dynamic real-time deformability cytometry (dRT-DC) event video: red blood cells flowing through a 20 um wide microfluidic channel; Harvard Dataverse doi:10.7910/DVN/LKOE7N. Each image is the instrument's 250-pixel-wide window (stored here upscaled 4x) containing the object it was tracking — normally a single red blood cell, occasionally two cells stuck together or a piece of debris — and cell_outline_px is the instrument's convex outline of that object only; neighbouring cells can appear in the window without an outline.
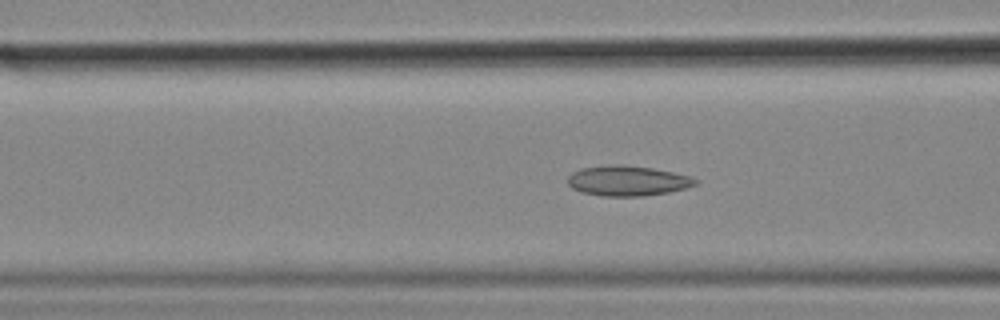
{"species": "common noctule bat (a hibernating species)", "species_latin": "Nyctalus noctula", "temperature_condition": "cold", "stored_images_in_passage": 55, "camera_frame_rate_fps": 3000, "um_per_image_px": 0.085, "animal": {"sex": "female", "body_mass_g": 18.4}, "frame": {"image": 1, "passage_image": 20, "time_ms": 6.333, "image_size_px": [1000, 320], "cell_outline_px": [[696, 184], [684, 188], [668, 192], [644, 196], [600, 196], [580, 192], [572, 188], [568, 184], [568, 176], [572, 172], [580, 168], [616, 164], [620, 164], [652, 168], [672, 172], [688, 176], [696, 180]], "centroid_in_image_um": [53.27, 15.37], "position_along_channel_um": 113.3, "area_um2": 22.31}}
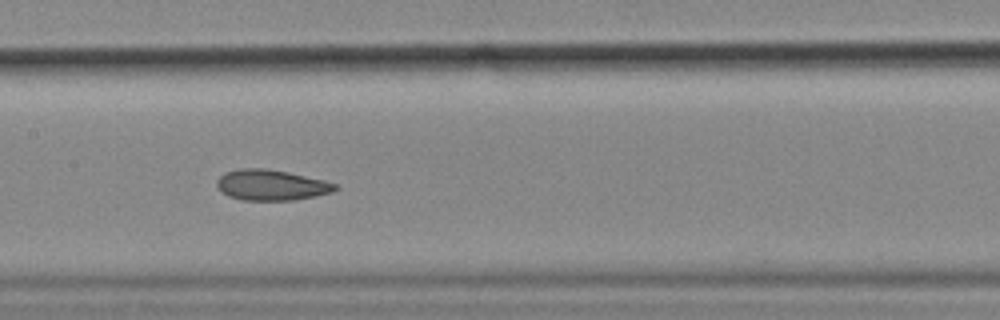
{"frame": {"image": 2, "passage_image": 26, "time_ms": 8.333, "image_size_px": [1000, 320], "cell_outline_px": [[340, 188], [332, 192], [316, 196], [292, 200], [244, 200], [228, 196], [216, 184], [216, 180], [224, 172], [240, 168], [268, 168], [288, 172], [324, 180], [336, 184]], "centroid_in_image_um": [23.07, 15.72], "position_along_channel_um": 184.3, "area_um2": 21.15}}
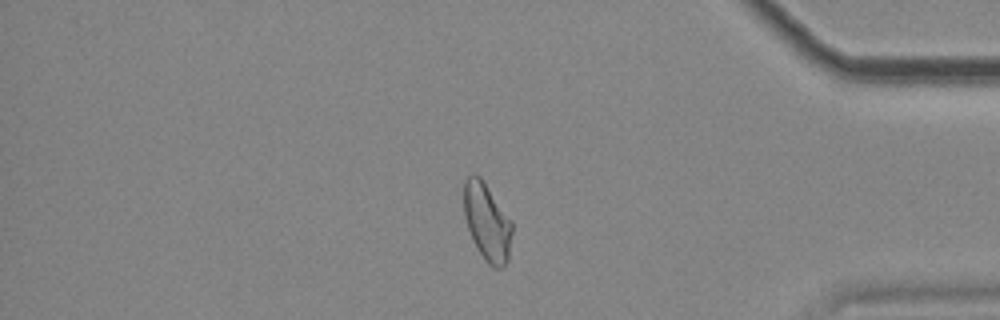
{"frame": {"image": 3, "passage_image": 46, "time_ms": 15.0, "image_size_px": [1000, 320], "cell_outline_px": [[512, 232], [508, 260], [500, 268], [496, 268], [488, 264], [484, 260], [472, 240], [464, 216], [464, 180], [472, 172], [476, 172], [480, 176], [512, 220]], "centroid_in_image_um": [41.39, 18.84], "position_along_channel_um": 393.8, "area_um2": 21.96}, "authors_computed_cell_mechanics": {"area_um2": 22.3108, "velocity_mm_per_s": 3.5552, "shape_relaxation_time_tau1_ms": null, "shape_relaxation_time_tau2_ms": 3.2465, "deformation_change_tau1": null, "deformation_change_tau2": 0.0918}}